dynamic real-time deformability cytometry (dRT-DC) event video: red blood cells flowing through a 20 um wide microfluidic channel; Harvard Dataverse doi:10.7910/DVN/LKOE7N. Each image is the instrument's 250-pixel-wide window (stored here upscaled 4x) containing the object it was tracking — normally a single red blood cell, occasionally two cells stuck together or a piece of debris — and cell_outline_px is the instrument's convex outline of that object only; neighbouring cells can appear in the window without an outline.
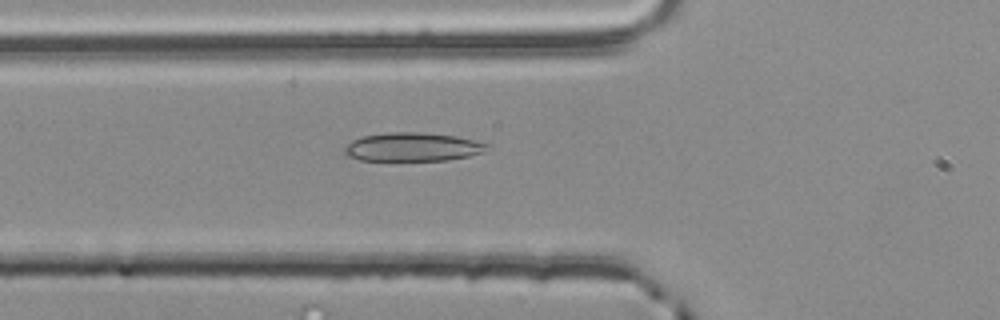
{"species": "common noctule bat (a hibernating species)", "species_latin": "Nyctalus noctula", "temperature_condition": "room temperature", "stored_images_in_passage": 38, "camera_frame_rate_fps": 3000, "um_per_image_px": 0.085, "animal": {"sex": "male", "body_mass_g": 20.4}, "frame": {"image": 1, "passage_image": 3, "time_ms": 0.667, "image_size_px": [1000, 320], "cell_outline_px": [[492, 144], [484, 152], [468, 156], [448, 160], [360, 160], [348, 156], [344, 152], [344, 148], [352, 140], [364, 136], [388, 132], [424, 132], [456, 136]], "centroid_in_image_um": [35.11, 12.48], "position_along_channel_um": 90.7, "area_um2": 23.81}}
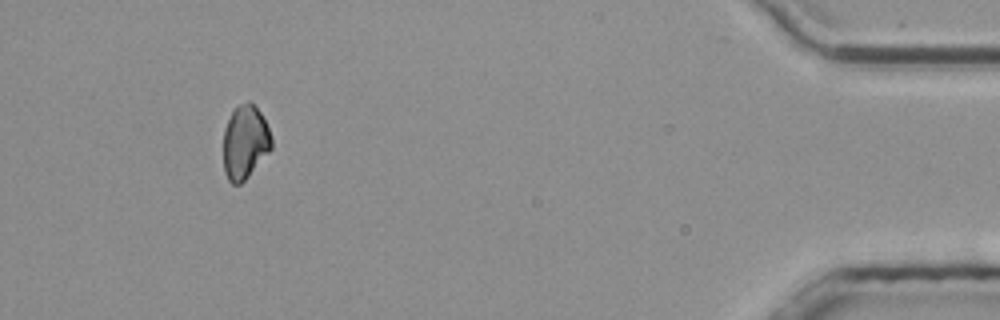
{"frame": {"image": 2, "passage_image": 34, "time_ms": 11.0, "image_size_px": [1000, 320], "cell_outline_px": [[272, 148], [248, 176], [240, 184], [232, 184], [228, 180], [224, 172], [224, 128], [232, 112], [240, 104], [248, 100], [260, 112], [272, 136]], "centroid_in_image_um": [20.82, 12.09], "position_along_channel_um": 414.4, "area_um2": 20.46}}